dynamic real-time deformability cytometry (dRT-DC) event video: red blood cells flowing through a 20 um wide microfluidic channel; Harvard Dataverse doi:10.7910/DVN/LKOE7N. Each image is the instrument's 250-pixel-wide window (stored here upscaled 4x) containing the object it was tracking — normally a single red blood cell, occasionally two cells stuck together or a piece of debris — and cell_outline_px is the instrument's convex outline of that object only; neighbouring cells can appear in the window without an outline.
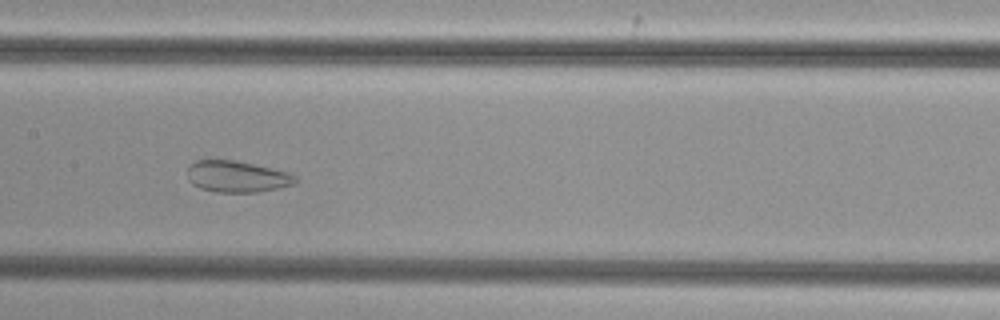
{"species": "common noctule bat (a hibernating species)", "species_latin": "Nyctalus noctula", "temperature_condition": "cold", "stored_images_in_passage": 39, "camera_frame_rate_fps": 3000, "um_per_image_px": 0.085, "animal": {"sex": "female", "body_mass_g": 29.2, "forearm_length_mm": 56.3}, "frame": {"image": 1, "passage_image": 13, "time_ms": 4.0, "image_size_px": [1000, 320], "cell_outline_px": [[296, 184], [280, 188], [256, 192], [216, 192], [200, 188], [192, 184], [188, 180], [188, 168], [196, 160], [236, 160], [288, 172], [296, 176]], "centroid_in_image_um": [20.15, 15.01], "position_along_channel_um": 187.2, "area_um2": 19.77}}
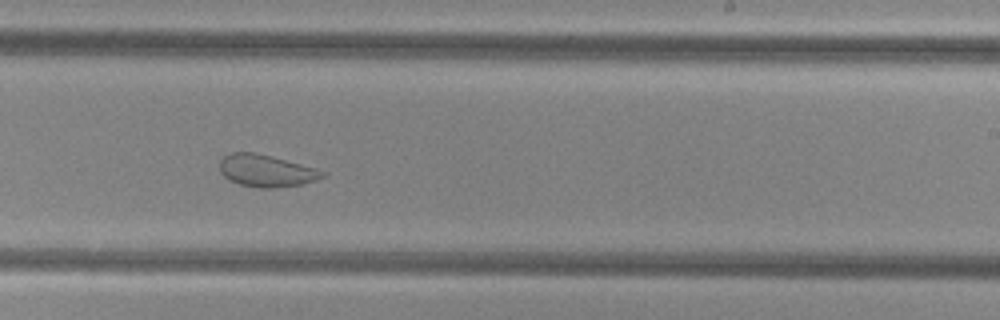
{"frame": {"image": 2, "passage_image": 19, "time_ms": 6.0, "image_size_px": [1000, 320], "cell_outline_px": [[328, 176], [304, 184], [272, 188], [260, 188], [240, 184], [228, 180], [220, 172], [220, 160], [224, 156], [232, 152], [252, 152], [272, 156], [316, 168], [328, 172]], "centroid_in_image_um": [22.67, 14.52], "position_along_channel_um": 266.3, "area_um2": 19.42}}
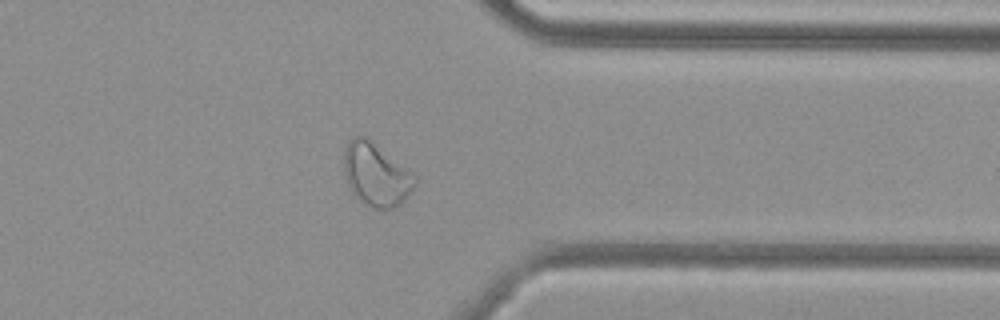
{"frame": {"image": 3, "passage_image": 28, "time_ms": 9.0, "image_size_px": [1000, 320], "cell_outline_px": [[416, 184], [404, 200], [400, 204], [392, 208], [376, 208], [364, 204], [352, 192], [348, 184], [344, 172], [344, 152], [348, 144], [356, 136], [364, 136], [412, 172], [416, 176]], "centroid_in_image_um": [31.97, 14.87], "position_along_channel_um": 379.4, "area_um2": 25.37}}